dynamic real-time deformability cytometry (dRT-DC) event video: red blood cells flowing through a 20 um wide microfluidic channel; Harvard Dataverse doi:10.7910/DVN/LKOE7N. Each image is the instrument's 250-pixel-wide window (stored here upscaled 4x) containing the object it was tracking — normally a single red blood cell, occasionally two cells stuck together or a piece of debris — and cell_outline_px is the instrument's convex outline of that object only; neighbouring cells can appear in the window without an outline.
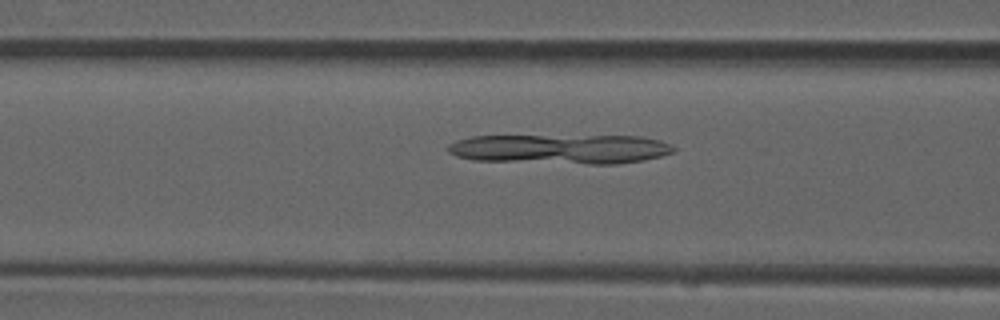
{"species": "common noctule bat (a hibernating species)", "species_latin": "Nyctalus noctula", "temperature_condition": "room temperature", "stored_images_in_passage": 37, "camera_frame_rate_fps": 3000, "um_per_image_px": 0.085, "animal": {"sex": "male", "forearm_length_mm": 52.5}, "frame": {"image": 1, "passage_image": 16, "time_ms": 5.0, "image_size_px": [1000, 320], "cell_outline_px": [[676, 152], [644, 160], [616, 164], [588, 164], [472, 160], [456, 156], [448, 152], [448, 144], [456, 140], [472, 136], [640, 136], [660, 140], [676, 148]], "centroid_in_image_um": [47.64, 12.67], "position_along_channel_um": 119.0, "area_um2": 39.13}}
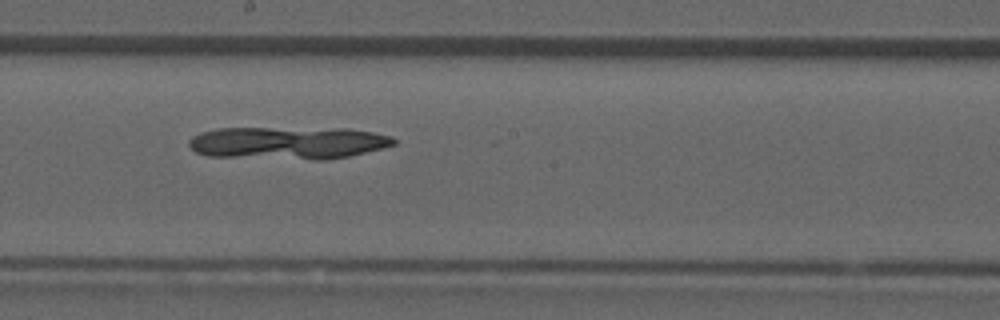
{"frame": {"image": 2, "passage_image": 24, "time_ms": 7.667, "image_size_px": [1000, 320], "cell_outline_px": [[396, 144], [348, 156], [324, 160], [316, 160], [208, 156], [196, 152], [188, 144], [188, 140], [192, 136], [200, 132], [216, 128], [348, 128], [372, 132], [392, 136], [396, 140]], "centroid_in_image_um": [24.45, 12.14], "position_along_channel_um": 223.7, "area_um2": 39.13}}
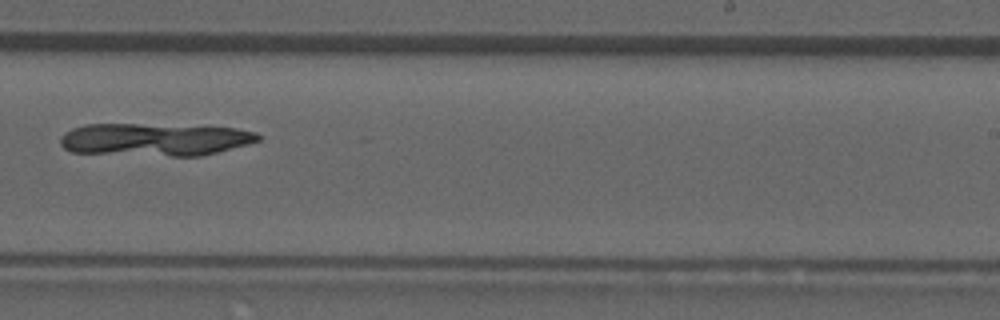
{"frame": {"image": 3, "passage_image": 28, "time_ms": 9.0, "image_size_px": [1000, 320], "cell_outline_px": [[260, 140], [248, 144], [200, 156], [172, 156], [72, 152], [64, 148], [60, 144], [60, 136], [64, 132], [72, 128], [84, 124], [136, 124], [236, 128], [256, 132], [260, 136]], "centroid_in_image_um": [13.11, 11.86], "position_along_channel_um": 275.9, "area_um2": 37.45}}